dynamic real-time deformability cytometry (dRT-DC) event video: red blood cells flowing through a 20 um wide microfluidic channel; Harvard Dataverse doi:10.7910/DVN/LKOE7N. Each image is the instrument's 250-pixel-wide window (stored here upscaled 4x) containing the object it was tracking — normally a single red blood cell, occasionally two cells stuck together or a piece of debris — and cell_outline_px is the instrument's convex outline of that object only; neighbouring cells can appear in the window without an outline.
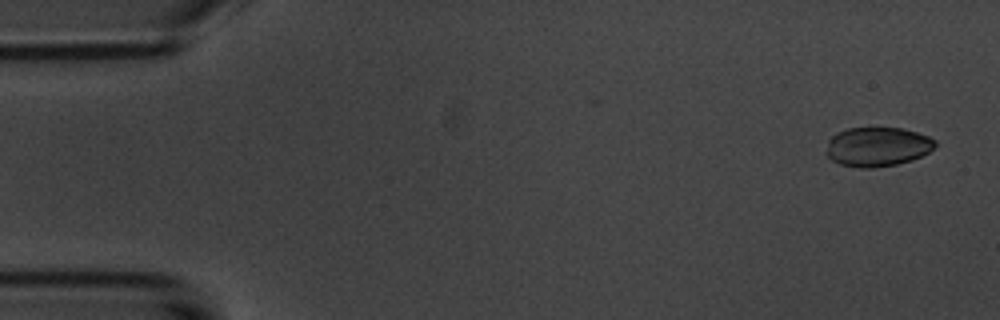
{"species": "common noctule bat (a hibernating species)", "species_latin": "Nyctalus noctula", "temperature_condition": "room temperature", "stored_images_in_passage": 5, "segment_of_instrument_passage": [2, 2], "camera_frame_rate_fps": 3000, "um_per_image_px": 0.085, "animal": {"sex": "male", "body_mass_g": 20.1, "forearm_length_mm": 53.5}, "frame": {"image": 1, "passage_image": 5, "time_ms": 4.667, "image_size_px": [1000, 320], "cell_outline_px": [[936, 144], [928, 152], [912, 160], [896, 164], [872, 168], [860, 168], [840, 164], [832, 160], [824, 152], [828, 140], [836, 132], [848, 128], [900, 128], [916, 132], [928, 136], [936, 140]], "centroid_in_image_um": [74.54, 12.47], "position_along_channel_um": 10.5, "area_um2": 24.97}}